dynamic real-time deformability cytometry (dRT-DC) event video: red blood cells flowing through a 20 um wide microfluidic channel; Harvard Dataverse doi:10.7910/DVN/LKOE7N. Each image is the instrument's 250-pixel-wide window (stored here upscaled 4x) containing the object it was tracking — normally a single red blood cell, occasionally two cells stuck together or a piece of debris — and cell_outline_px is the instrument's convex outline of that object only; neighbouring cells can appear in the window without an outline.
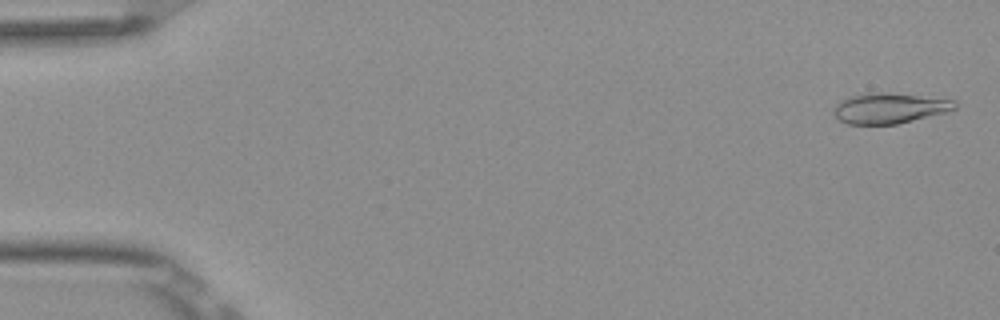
{"species": "Egyptian fruit bat (a non-hibernating species)", "species_latin": "Rousettus aegyptiacus", "temperature_condition": "room temperature", "stored_images_in_passage": 4, "camera_frame_rate_fps": 3000, "um_per_image_px": 0.085, "frame": {"image": 1, "passage_image": 1, "time_ms": 0.0, "image_size_px": [1000, 320], "cell_outline_px": [[956, 108], [948, 112], [896, 124], [848, 124], [840, 120], [832, 112], [836, 104], [840, 100], [852, 96], [868, 92], [888, 92], [956, 100]], "centroid_in_image_um": [75.61, 9.19], "position_along_channel_um": 9.4, "area_um2": 21.56}}
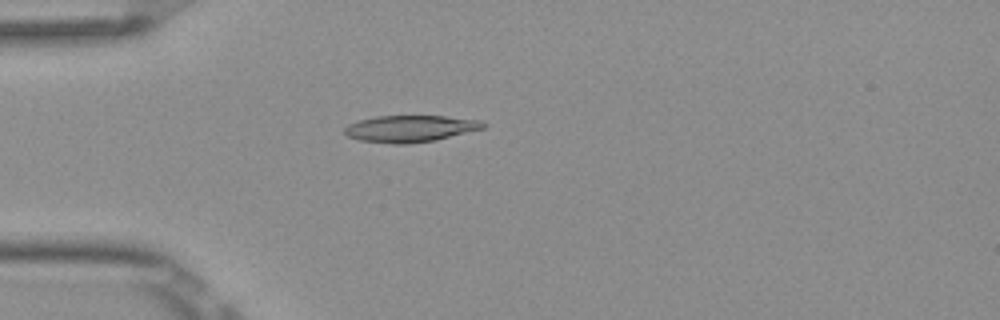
{"frame": {"image": 2, "passage_image": 4, "time_ms": 1.0, "image_size_px": [1000, 320], "cell_outline_px": [[488, 124], [484, 128], [436, 140], [408, 144], [392, 144], [360, 140], [348, 136], [344, 132], [344, 128], [348, 124], [360, 120], [376, 116], [444, 116], [480, 120]], "centroid_in_image_um": [34.88, 10.93], "position_along_channel_um": 50.1, "area_um2": 21.56}}